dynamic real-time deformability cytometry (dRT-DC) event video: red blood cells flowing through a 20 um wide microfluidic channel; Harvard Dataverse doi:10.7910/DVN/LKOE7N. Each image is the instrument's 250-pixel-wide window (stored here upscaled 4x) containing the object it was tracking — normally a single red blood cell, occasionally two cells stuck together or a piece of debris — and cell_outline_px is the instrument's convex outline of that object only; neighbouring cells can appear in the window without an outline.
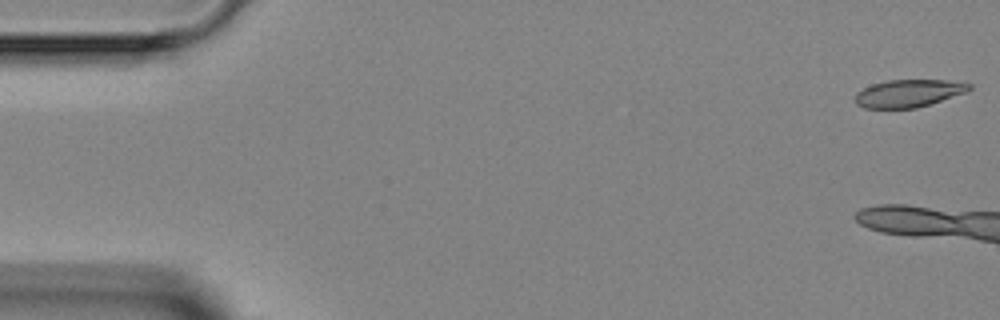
{"species": "Egyptian fruit bat (a non-hibernating species)", "species_latin": "Rousettus aegyptiacus", "temperature_condition": "room temperature", "stored_images_in_passage": 7, "camera_frame_rate_fps": 3000, "um_per_image_px": 0.085, "animal": {"sex": "female"}, "frame": {"image": 1, "passage_image": 1, "time_ms": 0.0, "image_size_px": [1000, 320], "cell_outline_px": [[972, 88], [968, 92], [916, 108], [864, 108], [856, 104], [856, 92], [872, 84], [888, 80], [948, 80], [972, 84]], "centroid_in_image_um": [77.25, 7.93], "position_along_channel_um": 7.7, "area_um2": 18.32}}
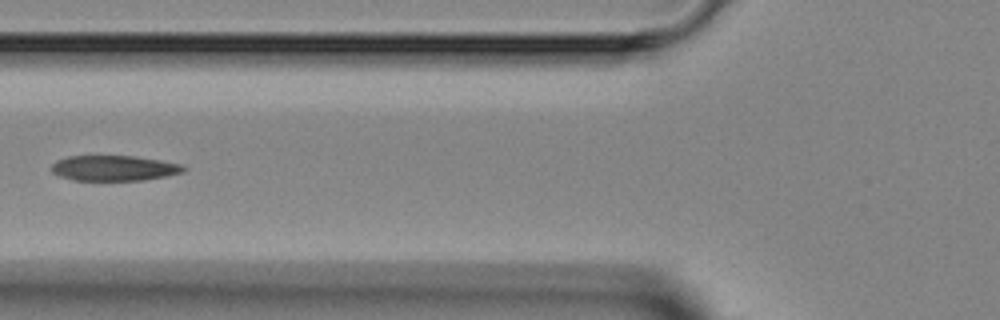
{"frame": {"image": 2, "passage_image": 6, "time_ms": 7.0, "image_size_px": [1000, 320], "cell_outline_px": [[188, 168], [184, 172], [144, 180], [72, 180], [60, 176], [52, 172], [52, 164], [56, 160], [68, 156], [136, 156], [160, 160], [180, 164]], "centroid_in_image_um": [9.69, 14.28], "position_along_channel_um": 116.1, "area_um2": 19.48}}
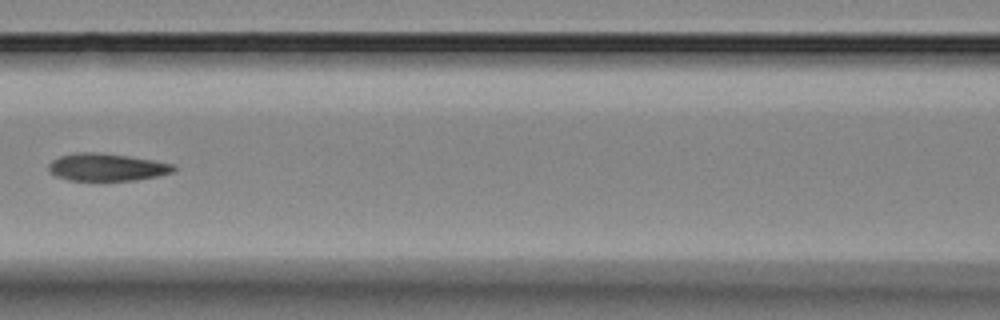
{"frame": {"image": 3, "passage_image": 7, "time_ms": 8.0, "image_size_px": [1000, 320], "cell_outline_px": [[176, 168], [172, 172], [156, 176], [136, 180], [68, 180], [56, 176], [48, 172], [48, 164], [52, 160], [60, 156], [76, 152], [96, 152], [128, 156], [152, 160], [172, 164]], "centroid_in_image_um": [9.01, 14.21], "position_along_channel_um": 157.6, "area_um2": 19.88}}